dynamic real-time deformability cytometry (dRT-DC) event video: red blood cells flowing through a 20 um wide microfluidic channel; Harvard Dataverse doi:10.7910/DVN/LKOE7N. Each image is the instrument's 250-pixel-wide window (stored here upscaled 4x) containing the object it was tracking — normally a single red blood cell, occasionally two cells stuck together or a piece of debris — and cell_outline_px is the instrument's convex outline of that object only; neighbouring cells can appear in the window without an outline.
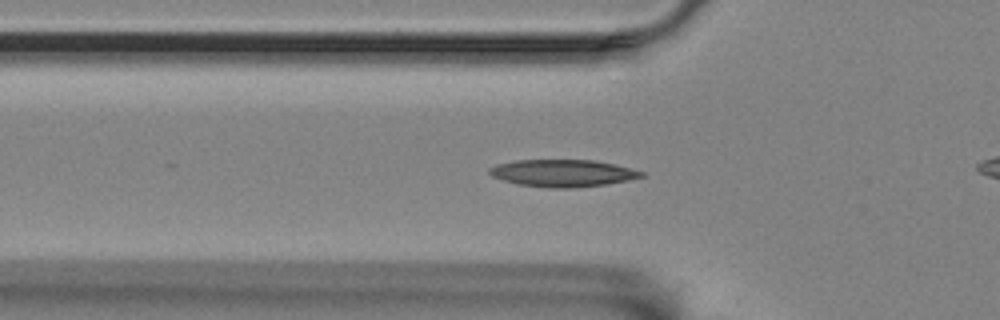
{"species": "Egyptian fruit bat (a non-hibernating species)", "species_latin": "Rousettus aegyptiacus", "temperature_condition": "room temperature", "stored_images_in_passage": 50, "camera_frame_rate_fps": 3000, "um_per_image_px": 0.085, "animal": {"sex": "female"}, "frame": {"image": 1, "passage_image": 18, "time_ms": 5.667, "image_size_px": [1000, 320], "cell_outline_px": [[644, 176], [628, 180], [604, 184], [572, 188], [548, 188], [516, 184], [492, 176], [488, 172], [488, 168], [496, 164], [516, 160], [596, 160], [644, 172]], "centroid_in_image_um": [47.77, 14.71], "position_along_channel_um": 78.0, "area_um2": 23.93}}
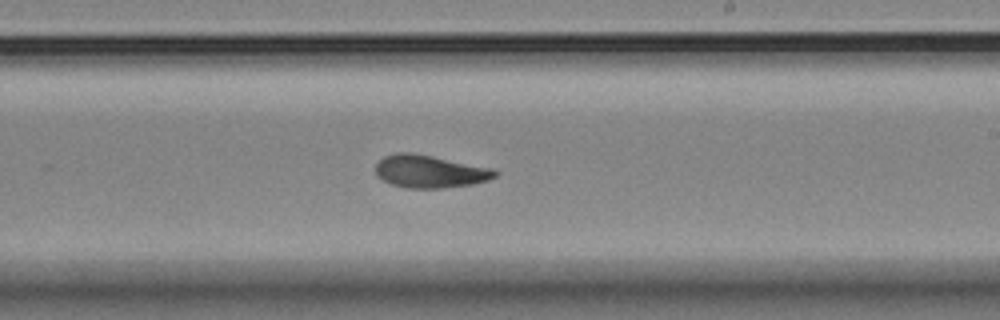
{"frame": {"image": 2, "passage_image": 33, "time_ms": 10.667, "image_size_px": [1000, 320], "cell_outline_px": [[500, 172], [496, 176], [488, 180], [472, 184], [440, 188], [404, 188], [392, 184], [376, 176], [376, 164], [384, 156], [396, 152], [412, 152], [492, 168]], "centroid_in_image_um": [36.52, 14.57], "position_along_channel_um": 252.5, "area_um2": 22.72}}
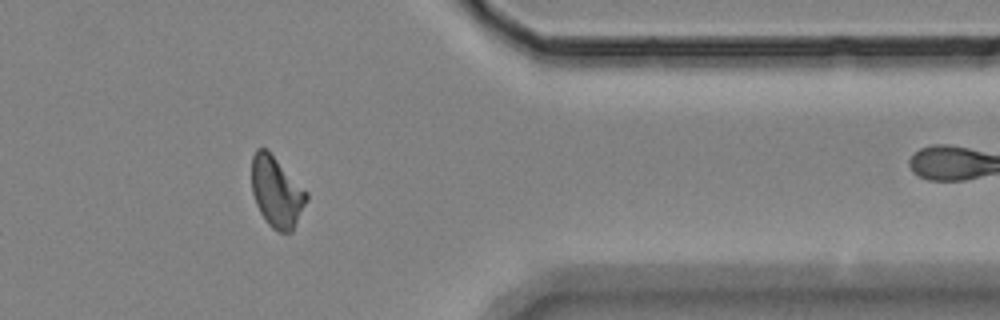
{"frame": {"image": 3, "passage_image": 46, "time_ms": 15.0, "image_size_px": [1000, 320], "cell_outline_px": [[308, 200], [292, 232], [280, 232], [272, 228], [268, 224], [260, 212], [256, 204], [252, 192], [252, 156], [256, 148], [268, 148], [308, 192]], "centroid_in_image_um": [23.52, 16.28], "position_along_channel_um": 387.9, "area_um2": 22.89}, "authors_computed_cell_mechanics": {"area_um2": 22.3686, "velocity_mm_per_s": 3.4742, "shape_relaxation_time_tau1_ms": 6.7678, "shape_relaxation_time_tau2_ms": 3.6754, "deformation_change_tau1": 0.1894, "deformation_change_tau2": 0.0903}}